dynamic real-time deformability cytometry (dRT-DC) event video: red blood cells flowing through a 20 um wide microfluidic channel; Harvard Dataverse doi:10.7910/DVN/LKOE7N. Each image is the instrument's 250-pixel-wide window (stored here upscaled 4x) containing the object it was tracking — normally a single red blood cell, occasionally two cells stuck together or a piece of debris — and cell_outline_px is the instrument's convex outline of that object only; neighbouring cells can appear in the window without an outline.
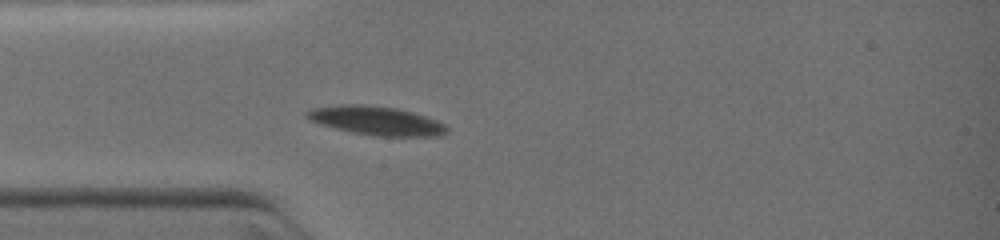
{"species": "common noctule bat (a hibernating species)", "species_latin": "Nyctalus noctula", "temperature_condition": "warm", "stored_images_in_passage": 12, "camera_frame_rate_fps": 3000, "um_per_image_px": 0.085, "animal": {"sex": "female", "body_mass_g": 19.0, "forearm_length_mm": 51.5}, "frame": {"image": 1, "passage_image": 8, "time_ms": 3.0, "image_size_px": [1000, 240], "cell_outline_px": [[448, 132], [440, 136], [376, 136], [352, 132], [320, 124], [308, 120], [304, 116], [304, 112], [312, 108], [340, 104], [364, 104], [396, 108], [412, 112], [436, 120], [444, 124], [448, 128]], "centroid_in_image_um": [31.95, 10.25], "position_along_channel_um": 53.1, "area_um2": 23.58}}
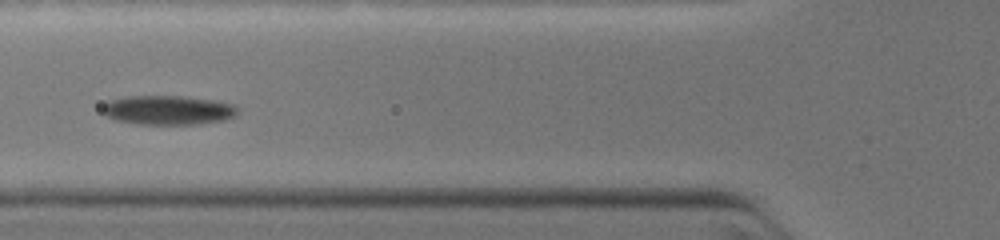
{"frame": {"image": 2, "passage_image": 11, "time_ms": 4.333, "image_size_px": [1000, 240], "cell_outline_px": [[240, 112], [236, 116], [224, 120], [196, 124], [140, 124], [116, 120], [104, 116], [100, 108], [108, 100], [124, 96], [188, 96], [216, 100], [236, 104], [240, 108]], "centroid_in_image_um": [14.31, 9.34], "position_along_channel_um": 111.5, "area_um2": 23.64}}
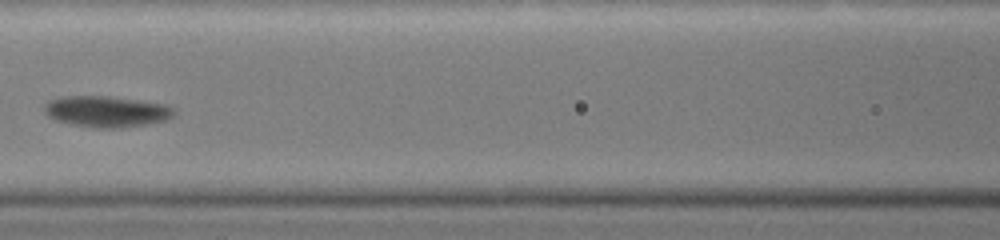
{"frame": {"image": 3, "passage_image": 12, "time_ms": 5.333, "image_size_px": [1000, 240], "cell_outline_px": [[176, 112], [172, 116], [164, 120], [148, 124], [120, 128], [96, 128], [72, 124], [56, 120], [48, 116], [44, 112], [44, 104], [48, 100], [60, 96], [108, 96], [140, 100], [168, 104], [176, 108]], "centroid_in_image_um": [9.06, 9.47], "position_along_channel_um": 157.5, "area_um2": 23.81}}